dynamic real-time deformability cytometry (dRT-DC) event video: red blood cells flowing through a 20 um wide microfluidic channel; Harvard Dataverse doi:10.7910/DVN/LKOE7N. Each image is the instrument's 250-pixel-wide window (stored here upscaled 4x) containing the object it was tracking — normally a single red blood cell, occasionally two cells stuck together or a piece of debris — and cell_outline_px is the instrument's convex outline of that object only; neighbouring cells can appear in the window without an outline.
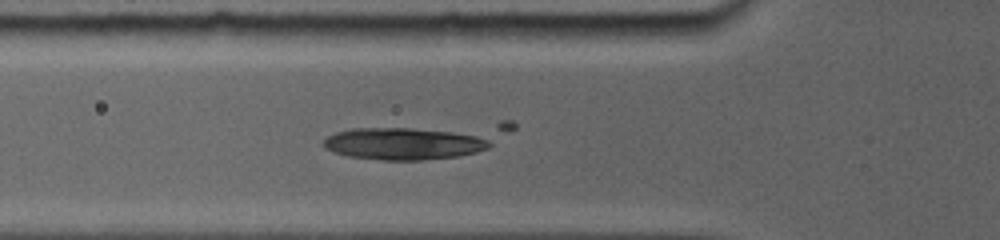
{"species": "common noctule bat (a hibernating species)", "species_latin": "Nyctalus noctula", "temperature_condition": "room temperature", "stored_images_in_passage": 12, "camera_frame_rate_fps": 5000, "um_per_image_px": 0.085, "animal": {"sex": "female", "body_mass_g": 19.0, "forearm_length_mm": 56.7}, "frame": {"image": 1, "passage_image": 2, "time_ms": 0.2, "image_size_px": [1000, 240], "cell_outline_px": [[492, 144], [488, 148], [476, 152], [456, 156], [420, 160], [384, 160], [348, 156], [336, 152], [328, 148], [324, 144], [324, 140], [328, 136], [336, 132], [356, 128], [404, 128], [448, 132], [476, 136]], "centroid_in_image_um": [34.25, 12.22], "position_along_channel_um": 91.6, "area_um2": 30.0}}
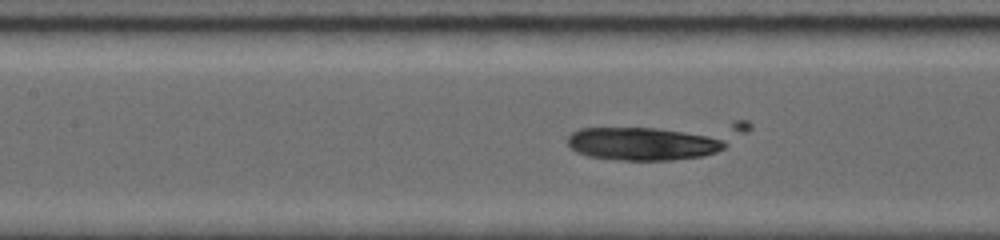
{"frame": {"image": 2, "passage_image": 8, "time_ms": 1.8, "image_size_px": [1000, 240], "cell_outline_px": [[724, 148], [716, 152], [704, 156], [672, 160], [612, 160], [588, 156], [576, 152], [568, 144], [568, 136], [572, 132], [580, 128], [652, 128], [680, 132], [704, 136], [720, 140], [724, 144]], "centroid_in_image_um": [54.5, 12.24], "position_along_channel_um": 152.9, "area_um2": 29.65}}
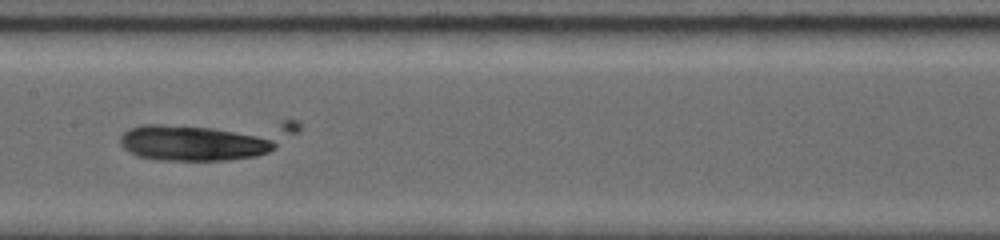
{"frame": {"image": 3, "passage_image": 12, "time_ms": 2.8, "image_size_px": [1000, 240], "cell_outline_px": [[276, 148], [268, 152], [256, 156], [228, 160], [160, 160], [136, 156], [124, 148], [120, 144], [120, 136], [124, 132], [132, 128], [148, 124], [156, 124], [212, 128], [252, 136], [268, 140], [276, 144]], "centroid_in_image_um": [16.28, 12.19], "position_along_channel_um": 191.1, "area_um2": 30.98}}